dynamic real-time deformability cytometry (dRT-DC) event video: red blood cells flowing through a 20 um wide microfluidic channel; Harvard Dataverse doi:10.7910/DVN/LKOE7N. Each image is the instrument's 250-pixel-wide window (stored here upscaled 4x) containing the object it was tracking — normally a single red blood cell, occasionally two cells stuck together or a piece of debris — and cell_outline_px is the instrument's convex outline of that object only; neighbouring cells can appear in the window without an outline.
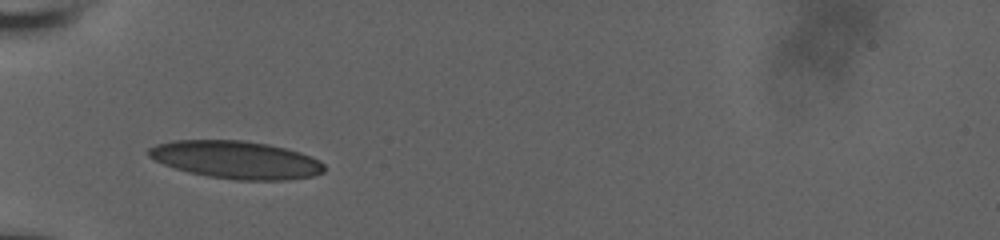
{"species": "human", "species_latin": "Homo sapiens", "temperature_condition": "room temperature", "stored_images_in_passage": 31, "camera_frame_rate_fps": 3000, "um_per_image_px": 0.085, "donor": {"sex": "male"}, "frame": {"image": 1, "passage_image": 1, "time_ms": 0.0, "image_size_px": [1000, 240], "cell_outline_px": [[324, 172], [312, 176], [288, 180], [236, 180], [208, 176], [188, 172], [164, 164], [148, 156], [148, 148], [156, 144], [172, 140], [244, 140], [268, 144], [300, 152], [312, 156], [320, 160], [324, 164]], "centroid_in_image_um": [20.08, 13.58], "position_along_channel_um": 64.9, "area_um2": 38.67}}
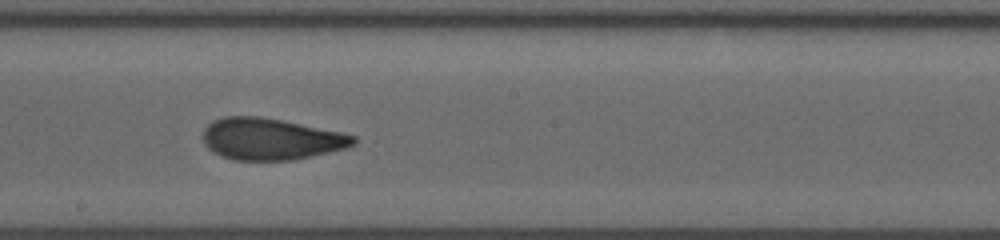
{"frame": {"image": 2, "passage_image": 14, "time_ms": 4.333, "image_size_px": [1000, 240], "cell_outline_px": [[356, 144], [348, 148], [292, 160], [232, 160], [220, 156], [212, 152], [204, 144], [204, 128], [212, 120], [224, 116], [260, 116], [340, 132], [356, 136]], "centroid_in_image_um": [22.99, 11.82], "position_along_channel_um": 225.2, "area_um2": 36.53}}
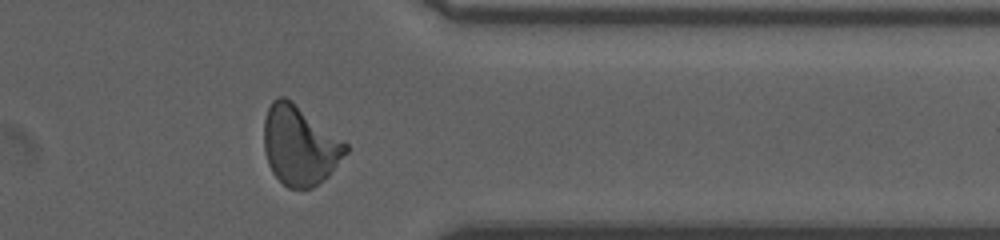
{"frame": {"image": 3, "passage_image": 27, "time_ms": 8.667, "image_size_px": [1000, 240], "cell_outline_px": [[348, 152], [328, 176], [324, 180], [312, 188], [288, 188], [272, 172], [268, 164], [264, 152], [264, 120], [268, 108], [272, 100], [276, 96], [284, 96], [292, 100], [344, 140], [348, 144]], "centroid_in_image_um": [25.48, 12.34], "position_along_channel_um": 385.9, "area_um2": 38.09}, "authors_computed_cell_mechanics": {"area_um2": 36.4718, "velocity_mm_per_s": 3.8346, "shape_relaxation_time_tau1_ms": 9.7743, "shape_relaxation_time_tau2_ms": 1.2025, "deformation_change_tau1": 0.246, "deformation_change_tau2": 0.0878}}